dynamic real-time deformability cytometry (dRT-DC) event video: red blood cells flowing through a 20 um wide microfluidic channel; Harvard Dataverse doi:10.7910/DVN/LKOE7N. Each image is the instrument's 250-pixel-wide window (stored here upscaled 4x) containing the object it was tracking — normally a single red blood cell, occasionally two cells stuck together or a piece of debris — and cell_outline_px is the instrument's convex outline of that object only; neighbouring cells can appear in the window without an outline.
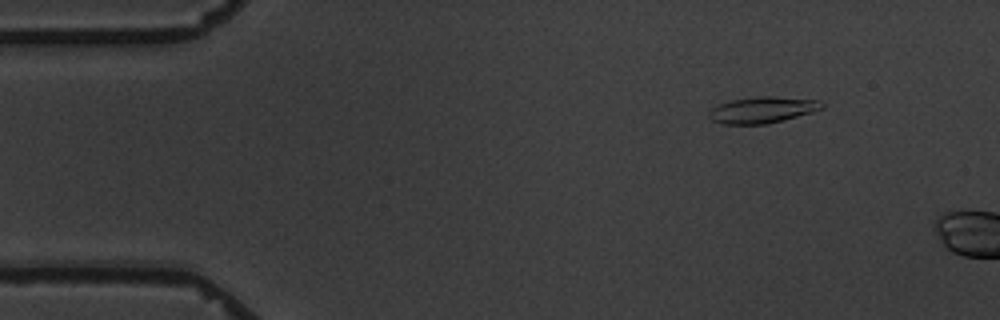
{"species": "common noctule bat (a hibernating species)", "species_latin": "Nyctalus noctula", "temperature_condition": "warm", "stored_images_in_passage": 3, "camera_frame_rate_fps": 3000, "um_per_image_px": 0.085, "animal": {"sex": "male", "body_mass_g": 19.5, "forearm_length_mm": 54.6}, "frame": {"image": 1, "passage_image": 2, "time_ms": 1.0, "image_size_px": [1000, 320], "cell_outline_px": [[824, 108], [812, 112], [784, 120], [768, 124], [724, 124], [712, 120], [708, 116], [708, 112], [712, 108], [720, 104], [732, 100], [760, 96], [772, 96], [820, 100], [824, 104]], "centroid_in_image_um": [64.83, 9.34], "position_along_channel_um": 20.2, "area_um2": 17.28}}